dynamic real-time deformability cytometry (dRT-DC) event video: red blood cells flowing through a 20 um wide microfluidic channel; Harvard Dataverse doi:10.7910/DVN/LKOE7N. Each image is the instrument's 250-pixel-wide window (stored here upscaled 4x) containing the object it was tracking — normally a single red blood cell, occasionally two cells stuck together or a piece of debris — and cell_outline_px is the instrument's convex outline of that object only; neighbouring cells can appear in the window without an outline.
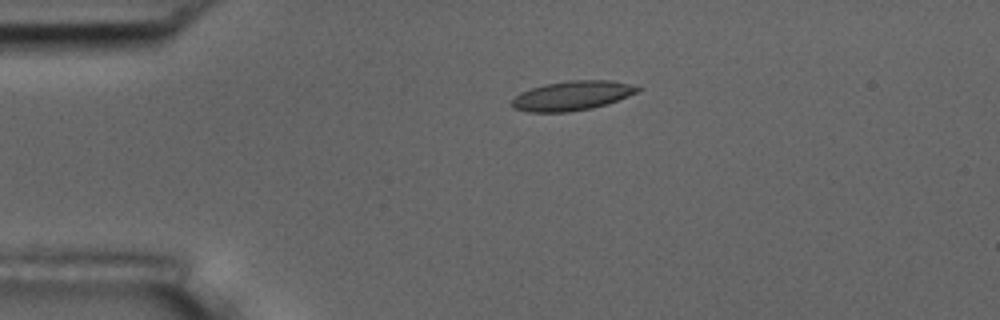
{"species": "common noctule bat (a hibernating species)", "species_latin": "Nyctalus noctula", "temperature_condition": "room temperature", "stored_images_in_passage": 4, "camera_frame_rate_fps": 3000, "um_per_image_px": 0.085, "animal": {"sex": "male", "body_mass_g": 17.5, "forearm_length_mm": 52.3}, "frame": {"image": 1, "passage_image": 3, "time_ms": 2.333, "image_size_px": [1000, 320], "cell_outline_px": [[640, 88], [636, 92], [628, 96], [608, 104], [592, 108], [568, 112], [528, 112], [512, 108], [512, 100], [520, 92], [544, 84], [568, 80], [612, 80], [628, 84]], "centroid_in_image_um": [48.59, 8.14], "position_along_channel_um": 36.4, "area_um2": 21.5}}